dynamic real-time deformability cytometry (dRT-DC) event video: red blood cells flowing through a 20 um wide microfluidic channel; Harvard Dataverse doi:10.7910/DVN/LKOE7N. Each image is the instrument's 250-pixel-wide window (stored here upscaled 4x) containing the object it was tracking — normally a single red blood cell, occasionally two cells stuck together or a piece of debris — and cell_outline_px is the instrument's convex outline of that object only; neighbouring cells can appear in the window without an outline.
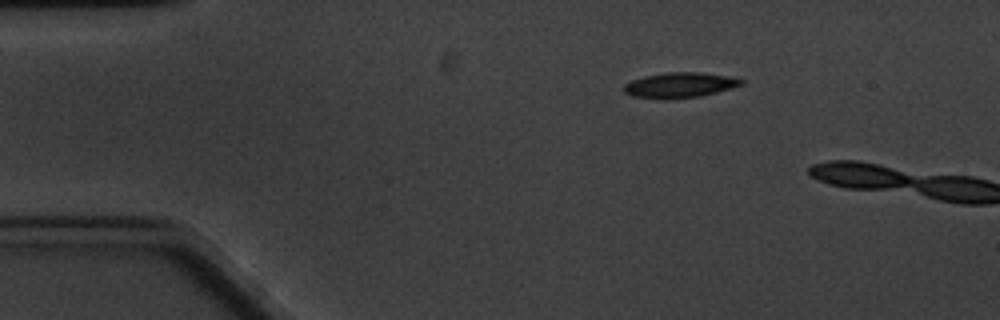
{"species": "common noctule bat (a hibernating species)", "species_latin": "Nyctalus noctula", "temperature_condition": "cold", "stored_images_in_passage": 2, "camera_frame_rate_fps": 3000, "um_per_image_px": 0.085, "animal": {"sex": "male", "body_mass_g": 20.1, "forearm_length_mm": 53.5}, "frame": {"image": 1, "passage_image": 1, "time_ms": 0.0, "image_size_px": [1000, 320], "cell_outline_px": [[744, 84], [716, 92], [700, 96], [632, 96], [624, 92], [624, 84], [632, 80], [644, 76], [668, 72], [700, 72], [728, 76], [744, 80]], "centroid_in_image_um": [57.82, 7.17], "position_along_channel_um": 27.2, "area_um2": 16.3}}